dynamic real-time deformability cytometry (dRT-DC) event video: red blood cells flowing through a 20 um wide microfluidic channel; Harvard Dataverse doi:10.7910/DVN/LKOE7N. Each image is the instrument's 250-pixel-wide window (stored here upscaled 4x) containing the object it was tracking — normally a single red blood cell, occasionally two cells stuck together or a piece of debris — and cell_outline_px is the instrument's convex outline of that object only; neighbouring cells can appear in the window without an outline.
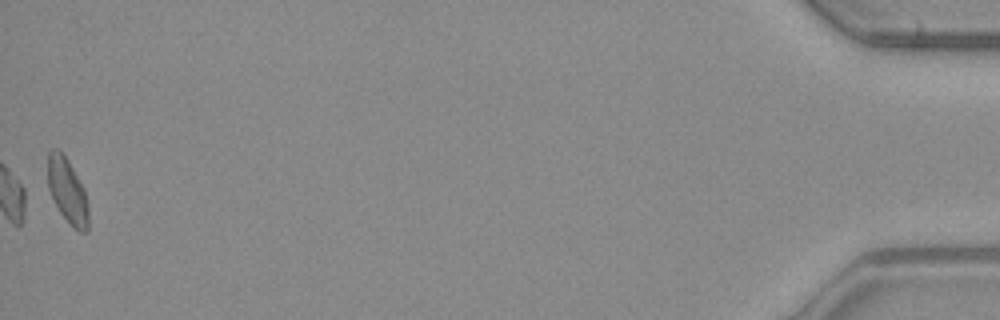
{"species": "common noctule bat (a hibernating species)", "species_latin": "Nyctalus noctula", "temperature_condition": "warm", "stored_images_in_passage": 41, "camera_frame_rate_fps": 3000, "um_per_image_px": 0.085, "animal": {"sex": "male", "body_mass_g": 23.1, "forearm_length_mm": 52.7}, "frame": {"image": 1, "passage_image": 41, "time_ms": 13.333, "image_size_px": [1000, 320], "cell_outline_px": [[88, 232], [80, 232], [72, 228], [60, 212], [48, 188], [48, 152], [52, 148], [56, 148], [68, 160], [84, 188], [88, 204]], "centroid_in_image_um": [5.74, 16.25], "position_along_channel_um": 429.5, "area_um2": 15.37}}